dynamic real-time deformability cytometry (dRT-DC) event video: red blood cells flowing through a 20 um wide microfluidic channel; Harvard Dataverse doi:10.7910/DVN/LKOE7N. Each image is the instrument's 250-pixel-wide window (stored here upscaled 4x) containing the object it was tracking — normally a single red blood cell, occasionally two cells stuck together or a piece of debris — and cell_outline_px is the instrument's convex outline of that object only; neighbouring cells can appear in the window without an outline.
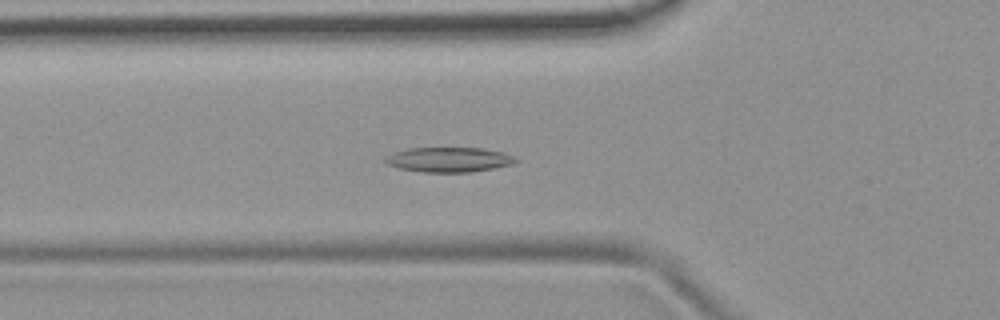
{"species": "common noctule bat (a hibernating species)", "species_latin": "Nyctalus noctula", "temperature_condition": "room temperature", "stored_images_in_passage": 45, "camera_frame_rate_fps": 3000, "um_per_image_px": 0.085, "animal": {"sex": "female", "body_mass_g": 19.9}, "frame": {"image": 1, "passage_image": 11, "time_ms": 3.333, "image_size_px": [1000, 320], "cell_outline_px": [[520, 160], [516, 164], [472, 172], [424, 172], [400, 168], [384, 164], [384, 160], [388, 156], [396, 152], [408, 148], [480, 148], [504, 152]], "centroid_in_image_um": [38.21, 13.57], "position_along_channel_um": 87.6, "area_um2": 18.9}}
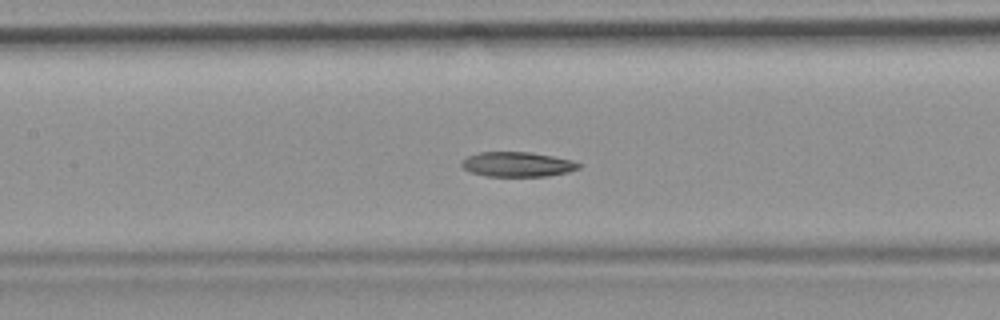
{"frame": {"image": 2, "passage_image": 17, "time_ms": 5.333, "image_size_px": [1000, 320], "cell_outline_px": [[580, 168], [568, 172], [548, 176], [488, 176], [472, 172], [464, 168], [460, 164], [460, 160], [468, 156], [480, 152], [528, 152], [552, 156], [572, 160], [580, 164]], "centroid_in_image_um": [43.97, 13.97], "position_along_channel_um": 163.4, "area_um2": 16.82}}
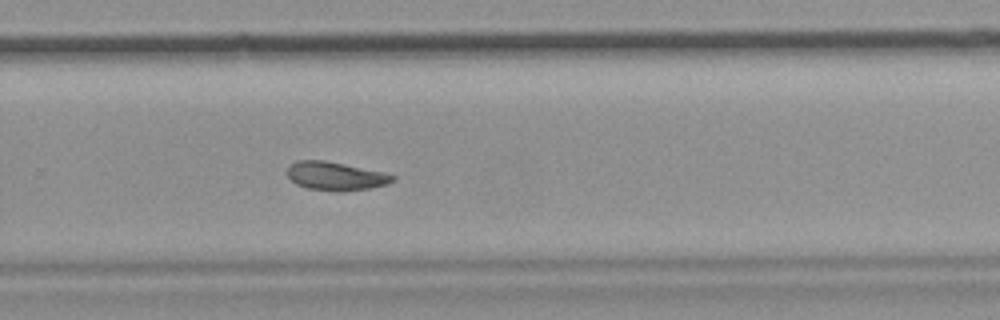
{"frame": {"image": 3, "passage_image": 28, "time_ms": 9.0, "image_size_px": [1000, 320], "cell_outline_px": [[396, 180], [388, 184], [368, 188], [344, 192], [332, 192], [304, 188], [296, 184], [288, 176], [288, 164], [296, 160], [324, 160], [384, 172], [396, 176]], "centroid_in_image_um": [28.52, 14.98], "position_along_channel_um": 301.3, "area_um2": 17.8}, "authors_computed_cell_mechanics": {"area_um2": 18.0914, "velocity_mm_per_s": 3.7722, "shape_relaxation_time_tau1_ms": null, "shape_relaxation_time_tau2_ms": 5.288, "deformation_change_tau1": null, "deformation_change_tau2": 0.107}}